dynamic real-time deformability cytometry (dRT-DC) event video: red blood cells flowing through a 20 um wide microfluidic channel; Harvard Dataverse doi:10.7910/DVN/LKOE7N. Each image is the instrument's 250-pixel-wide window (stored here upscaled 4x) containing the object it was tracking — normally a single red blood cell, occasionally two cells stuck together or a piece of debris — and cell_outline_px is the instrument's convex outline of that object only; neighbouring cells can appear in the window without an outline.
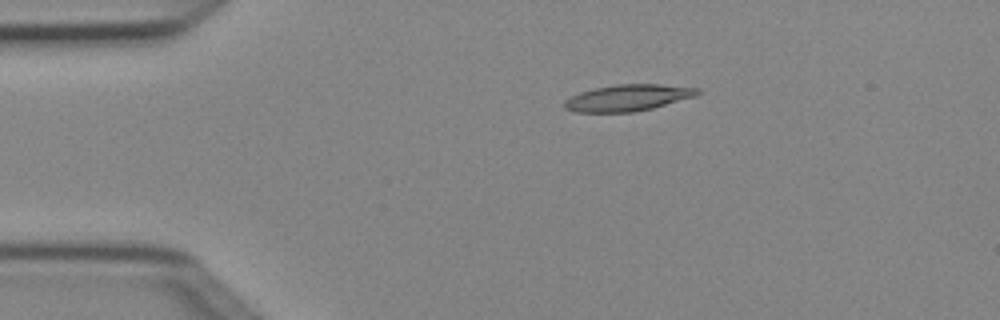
{"species": "Egyptian fruit bat (a non-hibernating species)", "species_latin": "Rousettus aegyptiacus", "temperature_condition": "cold", "stored_images_in_passage": 3, "camera_frame_rate_fps": 3000, "um_per_image_px": 0.085, "animal": {"sex": "female"}, "frame": {"image": 1, "passage_image": 2, "time_ms": 0.333, "image_size_px": [1000, 320], "cell_outline_px": [[700, 92], [696, 96], [652, 108], [632, 112], [576, 112], [564, 108], [564, 100], [580, 92], [592, 88], [616, 84], [660, 84], [700, 88]], "centroid_in_image_um": [53.36, 8.3], "position_along_channel_um": 31.6, "area_um2": 20.52}}